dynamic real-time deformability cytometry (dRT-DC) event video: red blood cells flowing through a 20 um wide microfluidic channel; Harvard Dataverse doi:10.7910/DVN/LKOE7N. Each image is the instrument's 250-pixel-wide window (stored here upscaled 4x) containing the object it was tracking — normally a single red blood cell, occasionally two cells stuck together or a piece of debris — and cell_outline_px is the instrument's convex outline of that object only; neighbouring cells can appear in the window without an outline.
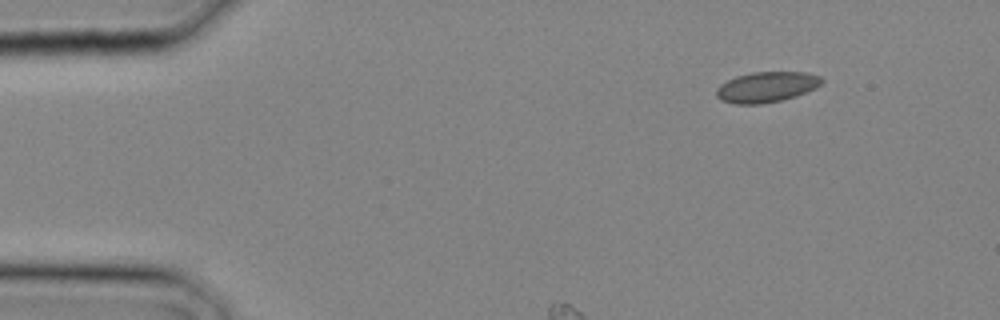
{"species": "common noctule bat (a hibernating species)", "species_latin": "Nyctalus noctula", "temperature_condition": "cold", "stored_images_in_passage": 3, "camera_frame_rate_fps": 3000, "um_per_image_px": 0.085, "animal": {"sex": "male", "body_mass_g": 20.4}, "frame": {"image": 1, "passage_image": 1, "time_ms": 0.0, "image_size_px": [1000, 320], "cell_outline_px": [[824, 80], [816, 88], [796, 96], [780, 100], [760, 104], [736, 104], [720, 100], [716, 96], [716, 88], [720, 84], [736, 76], [752, 72], [808, 72], [820, 76]], "centroid_in_image_um": [65.15, 7.39], "position_along_channel_um": 19.9, "area_um2": 18.79}}
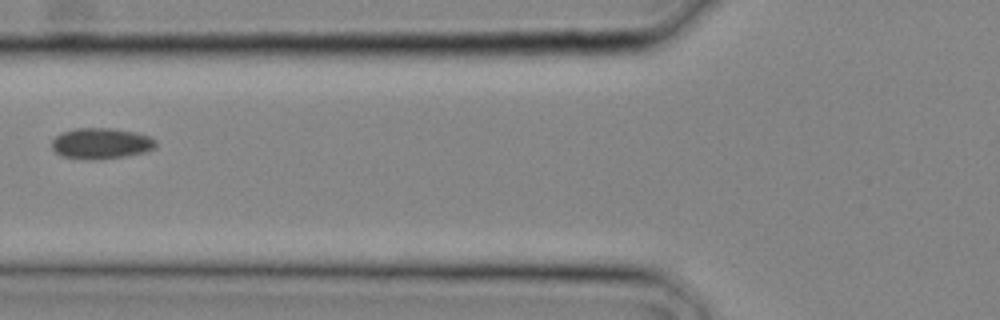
{"frame": {"image": 2, "passage_image": 3, "time_ms": 0.667, "image_size_px": [1000, 320], "cell_outline_px": [[156, 148], [144, 152], [124, 156], [96, 160], [88, 160], [60, 156], [52, 148], [52, 140], [60, 132], [76, 128], [112, 128], [136, 132], [152, 136], [156, 140]], "centroid_in_image_um": [8.6, 12.19], "position_along_channel_um": 117.2, "area_um2": 19.02}}